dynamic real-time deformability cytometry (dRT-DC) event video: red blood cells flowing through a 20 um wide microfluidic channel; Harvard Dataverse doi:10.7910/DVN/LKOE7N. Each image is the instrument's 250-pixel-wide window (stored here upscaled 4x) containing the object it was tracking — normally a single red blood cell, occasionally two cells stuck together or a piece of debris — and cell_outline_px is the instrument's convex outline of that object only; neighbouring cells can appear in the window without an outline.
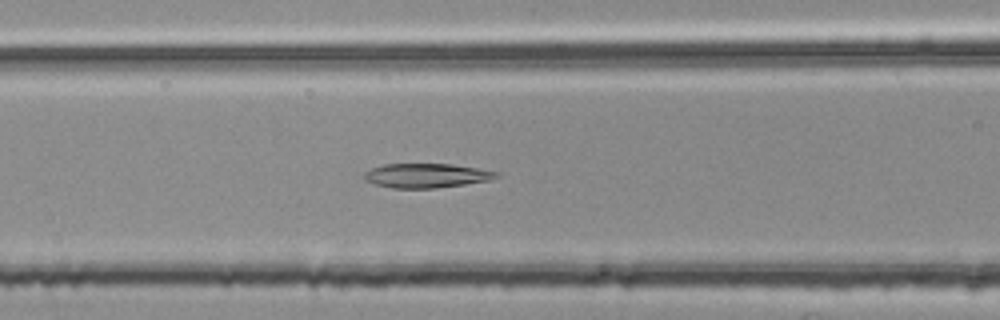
{"species": "common noctule bat (a hibernating species)", "species_latin": "Nyctalus noctula", "temperature_condition": "room temperature", "stored_images_in_passage": 38, "camera_frame_rate_fps": 3000, "um_per_image_px": 0.085, "animal": {"sex": "female", "body_mass_g": 25.1}, "frame": {"image": 1, "passage_image": 16, "time_ms": 5.0, "image_size_px": [1000, 320], "cell_outline_px": [[500, 176], [492, 180], [436, 188], [392, 188], [376, 184], [364, 180], [364, 172], [372, 168], [384, 164], [452, 164], [500, 172]], "centroid_in_image_um": [36.27, 14.92], "position_along_channel_um": 130.3, "area_um2": 18.73}}
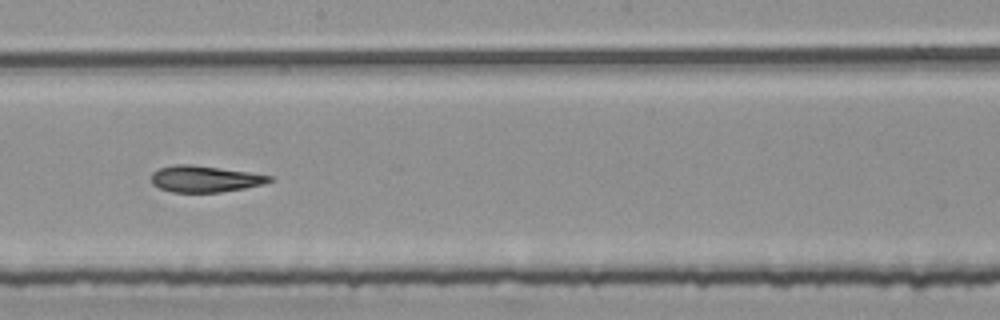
{"frame": {"image": 2, "passage_image": 24, "time_ms": 7.667, "image_size_px": [1000, 320], "cell_outline_px": [[272, 180], [264, 184], [244, 188], [220, 192], [172, 192], [160, 188], [152, 184], [152, 172], [160, 168], [172, 164], [192, 164], [248, 172], [272, 176]], "centroid_in_image_um": [17.39, 15.2], "position_along_channel_um": 230.8, "area_um2": 18.09}}
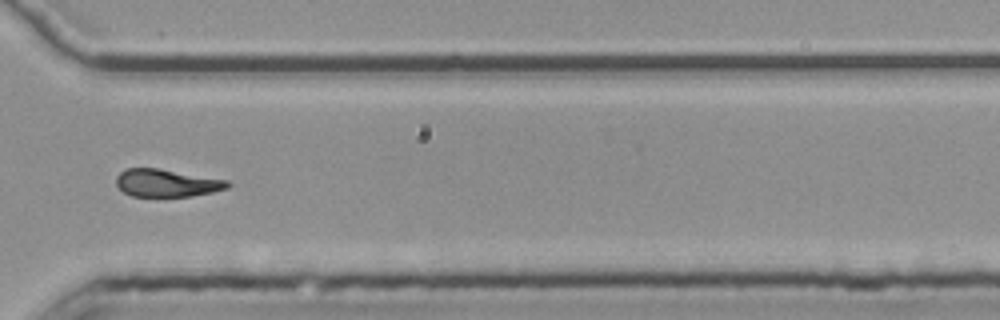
{"frame": {"image": 3, "passage_image": 34, "time_ms": 11.0, "image_size_px": [1000, 320], "cell_outline_px": [[232, 184], [228, 188], [212, 192], [188, 196], [132, 196], [124, 192], [116, 184], [116, 176], [124, 168], [156, 168], [228, 180]], "centroid_in_image_um": [14.16, 15.55], "position_along_channel_um": 356.4, "area_um2": 17.8}, "authors_computed_cell_mechanics": {"area_um2": 18.8717, "velocity_mm_per_s": 3.7728, "shape_relaxation_time_tau1_ms": null, "shape_relaxation_time_tau2_ms": 4.2823, "deformation_change_tau1": null, "deformation_change_tau2": 0.115}}